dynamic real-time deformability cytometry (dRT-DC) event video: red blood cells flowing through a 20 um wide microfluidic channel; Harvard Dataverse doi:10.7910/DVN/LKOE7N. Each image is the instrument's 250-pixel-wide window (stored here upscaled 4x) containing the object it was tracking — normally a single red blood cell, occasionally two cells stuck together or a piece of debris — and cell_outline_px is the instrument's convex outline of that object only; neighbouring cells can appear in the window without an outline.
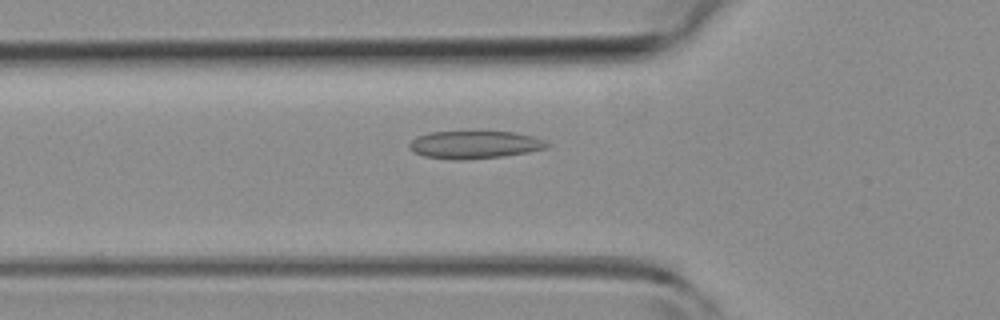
{"species": "common noctule bat (a hibernating species)", "species_latin": "Nyctalus noctula", "temperature_condition": "room temperature", "stored_images_in_passage": 38, "camera_frame_rate_fps": 3000, "um_per_image_px": 0.085, "animal": {"sex": "female", "body_mass_g": 19.3, "forearm_length_mm": 54.1}, "frame": {"image": 1, "passage_image": 5, "time_ms": 1.333, "image_size_px": [1000, 320], "cell_outline_px": [[548, 148], [528, 152], [504, 156], [460, 160], [456, 160], [424, 156], [408, 148], [408, 144], [416, 136], [432, 132], [516, 132], [532, 136], [544, 140], [548, 144]], "centroid_in_image_um": [40.34, 12.3], "position_along_channel_um": 85.5, "area_um2": 22.08}}
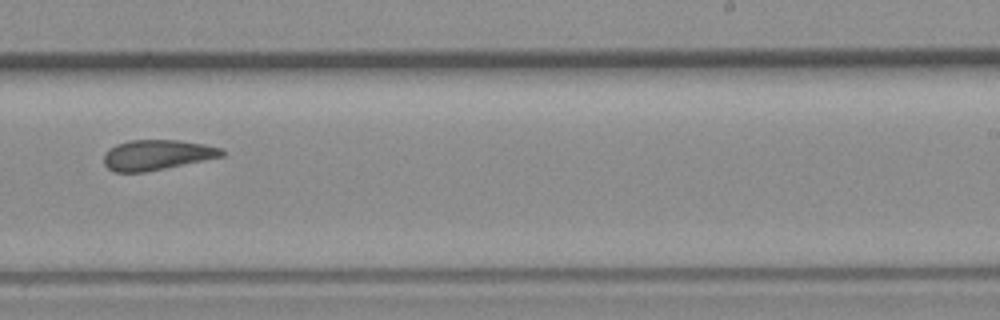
{"frame": {"image": 2, "passage_image": 19, "time_ms": 6.0, "image_size_px": [1000, 320], "cell_outline_px": [[224, 156], [144, 172], [112, 172], [104, 164], [104, 152], [108, 148], [116, 144], [128, 140], [180, 140], [204, 144], [224, 148]], "centroid_in_image_um": [13.31, 13.15], "position_along_channel_um": 275.7, "area_um2": 20.87}}
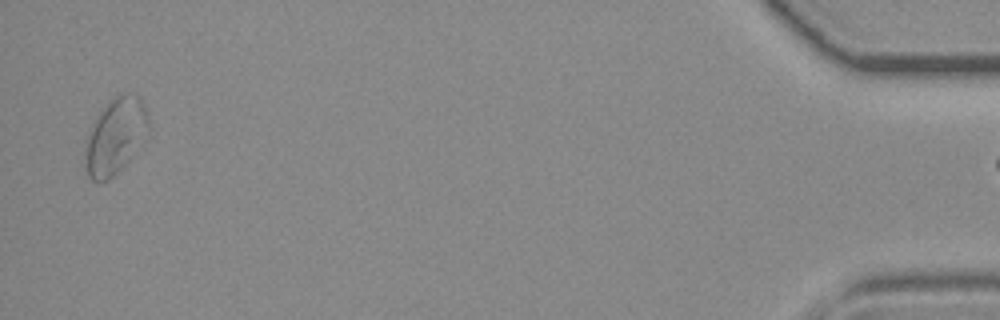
{"frame": {"image": 3, "passage_image": 37, "time_ms": 12.0, "image_size_px": [1000, 320], "cell_outline_px": [[148, 136], [128, 160], [108, 180], [92, 180], [88, 176], [84, 148], [84, 140], [96, 116], [116, 96], [124, 92], [128, 92], [136, 96], [144, 104], [148, 116]], "centroid_in_image_um": [9.8, 11.55], "position_along_channel_um": 425.4, "area_um2": 27.69}}